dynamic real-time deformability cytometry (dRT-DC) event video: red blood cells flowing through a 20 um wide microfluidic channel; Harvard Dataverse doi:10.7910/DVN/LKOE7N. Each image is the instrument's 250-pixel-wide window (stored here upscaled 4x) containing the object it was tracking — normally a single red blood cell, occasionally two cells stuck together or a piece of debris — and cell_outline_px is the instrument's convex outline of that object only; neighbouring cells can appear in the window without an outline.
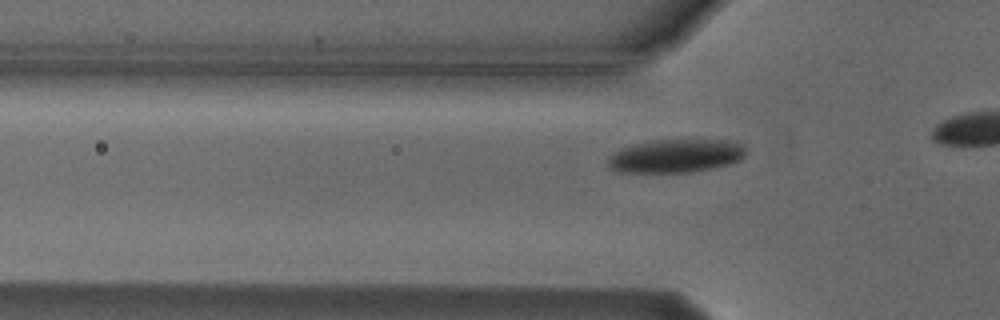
{"species": "Egyptian fruit bat (a non-hibernating species)", "species_latin": "Rousettus aegyptiacus", "temperature_condition": "cold", "stored_images_in_passage": 5, "camera_frame_rate_fps": 3000, "um_per_image_px": 0.085, "animal": {"sex": "male"}, "frame": {"image": 1, "passage_image": 2, "time_ms": 2.0, "image_size_px": [1000, 320], "cell_outline_px": [[748, 152], [740, 160], [728, 164], [712, 168], [692, 172], [616, 172], [608, 168], [608, 156], [612, 152], [620, 148], [632, 144], [652, 140], [728, 140], [744, 144], [748, 148]], "centroid_in_image_um": [57.43, 13.24], "position_along_channel_um": 68.4, "area_um2": 27.28}}
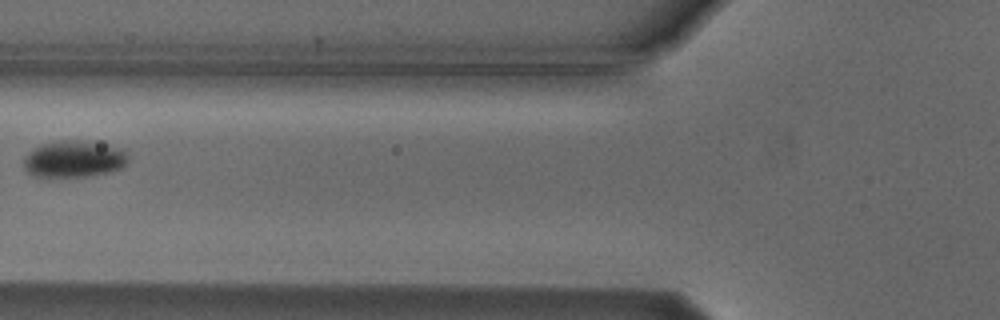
{"frame": {"image": 2, "passage_image": 4, "time_ms": 4.667, "image_size_px": [1000, 320], "cell_outline_px": [[128, 160], [120, 168], [108, 172], [88, 176], [32, 176], [24, 168], [24, 156], [32, 148], [40, 144], [60, 140], [84, 140], [108, 144], [124, 148], [128, 156]], "centroid_in_image_um": [6.28, 13.48], "position_along_channel_um": 119.5, "area_um2": 22.6}}
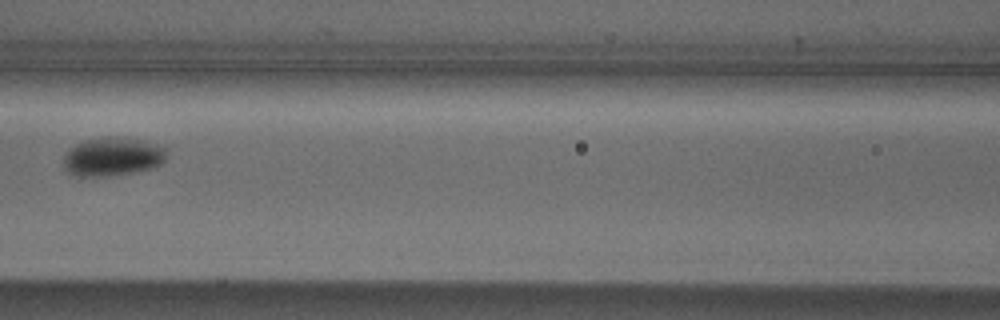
{"frame": {"image": 3, "passage_image": 5, "time_ms": 5.667, "image_size_px": [1000, 320], "cell_outline_px": [[164, 160], [160, 164], [152, 168], [132, 172], [108, 176], [72, 176], [64, 168], [64, 156], [68, 148], [84, 140], [104, 136], [116, 136], [140, 140], [160, 144], [164, 148]], "centroid_in_image_um": [9.51, 13.3], "position_along_channel_um": 157.1, "area_um2": 23.29}}